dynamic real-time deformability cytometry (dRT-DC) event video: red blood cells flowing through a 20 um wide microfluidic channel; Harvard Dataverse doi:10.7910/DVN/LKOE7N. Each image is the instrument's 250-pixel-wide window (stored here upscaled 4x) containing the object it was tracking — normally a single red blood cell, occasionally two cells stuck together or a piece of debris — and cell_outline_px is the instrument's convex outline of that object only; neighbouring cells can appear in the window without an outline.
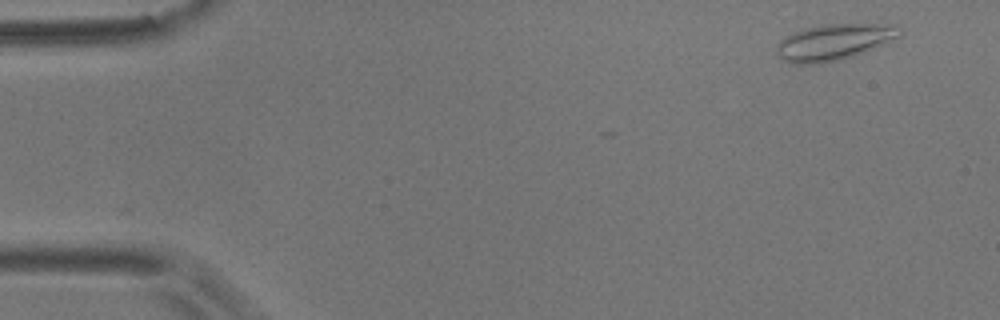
{"species": "common noctule bat (a hibernating species)", "species_latin": "Nyctalus noctula", "temperature_condition": "room temperature", "stored_images_in_passage": 3, "camera_frame_rate_fps": 3000, "um_per_image_px": 0.085, "animal": {"sex": "male", "body_mass_g": 17.9}, "frame": {"image": 1, "passage_image": 1, "time_ms": 0.0, "image_size_px": [1000, 320], "cell_outline_px": [[900, 32], [888, 44], [852, 56], [836, 60], [812, 64], [792, 64], [784, 60], [776, 52], [776, 44], [784, 36], [792, 32], [804, 28], [824, 24], [900, 24]], "centroid_in_image_um": [70.87, 3.56], "position_along_channel_um": 14.1, "area_um2": 26.01}}